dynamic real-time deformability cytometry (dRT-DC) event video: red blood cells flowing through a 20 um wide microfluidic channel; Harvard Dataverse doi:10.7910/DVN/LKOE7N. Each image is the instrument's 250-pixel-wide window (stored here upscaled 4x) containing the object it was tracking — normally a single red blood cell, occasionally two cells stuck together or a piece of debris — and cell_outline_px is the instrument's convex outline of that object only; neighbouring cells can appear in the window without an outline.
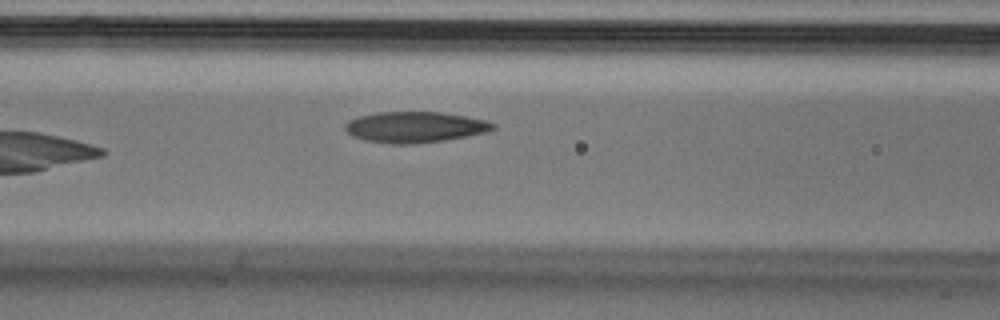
{"species": "Egyptian fruit bat (a non-hibernating species)", "species_latin": "Rousettus aegyptiacus", "temperature_condition": "cold", "stored_images_in_passage": 7, "camera_frame_rate_fps": 3000, "um_per_image_px": 0.085, "animal": {"sex": "male"}, "frame": {"image": 1, "passage_image": 7, "time_ms": 2.0, "image_size_px": [1000, 320], "cell_outline_px": [[496, 128], [488, 132], [444, 140], [416, 144], [392, 144], [364, 140], [352, 136], [344, 128], [344, 124], [348, 120], [360, 116], [380, 112], [440, 112], [464, 116], [484, 120], [496, 124]], "centroid_in_image_um": [35.26, 10.81], "position_along_channel_um": 131.3, "area_um2": 26.59}}